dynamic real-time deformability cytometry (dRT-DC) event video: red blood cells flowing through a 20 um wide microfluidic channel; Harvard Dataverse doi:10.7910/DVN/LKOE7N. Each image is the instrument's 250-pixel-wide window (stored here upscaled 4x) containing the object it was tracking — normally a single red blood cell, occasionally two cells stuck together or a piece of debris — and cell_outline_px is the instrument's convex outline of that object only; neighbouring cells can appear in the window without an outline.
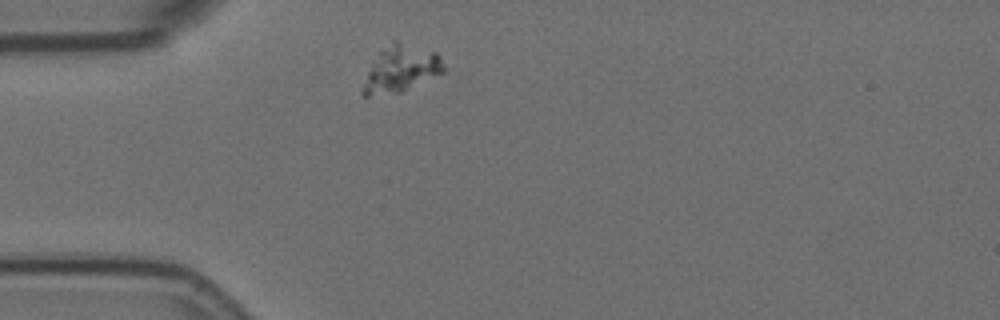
{"species": "Egyptian fruit bat (a non-hibernating species)", "species_latin": "Rousettus aegyptiacus", "temperature_condition": "room temperature", "stored_images_in_passage": 3, "camera_frame_rate_fps": 3000, "um_per_image_px": 0.085, "animal": {"sex": "female"}, "frame": {"image": 1, "passage_image": 1, "time_ms": 0.0, "image_size_px": [1000, 320], "cell_outline_px": [[460, 76], [400, 92], [368, 96], [360, 96], [360, 88], [372, 64], [380, 52], [392, 40], [396, 40], [436, 52]], "centroid_in_image_um": [34.4, 5.93], "position_along_channel_um": 50.6, "area_um2": 24.22}}
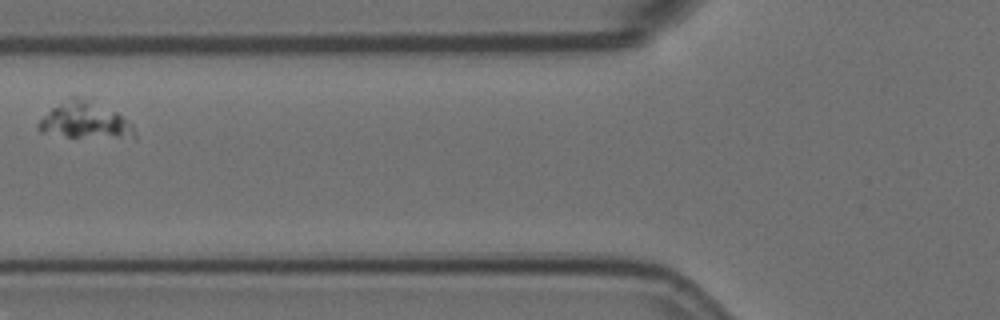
{"frame": {"image": 2, "passage_image": 3, "time_ms": 0.667, "image_size_px": [1000, 320], "cell_outline_px": [[136, 140], [68, 136], [40, 132], [36, 128], [36, 124], [52, 108], [72, 96], [76, 96], [116, 112], [128, 120], [132, 124], [136, 136]], "centroid_in_image_um": [7.27, 10.3], "position_along_channel_um": 118.5, "area_um2": 20.35}}